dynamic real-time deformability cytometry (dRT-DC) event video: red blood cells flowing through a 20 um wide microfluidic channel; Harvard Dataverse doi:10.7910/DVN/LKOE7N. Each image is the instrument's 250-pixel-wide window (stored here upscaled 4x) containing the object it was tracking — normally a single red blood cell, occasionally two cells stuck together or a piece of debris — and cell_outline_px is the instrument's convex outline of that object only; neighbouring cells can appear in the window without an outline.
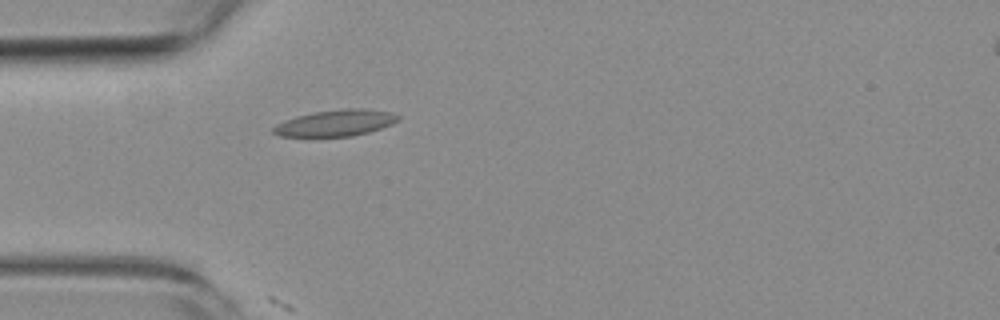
{"species": "common noctule bat (a hibernating species)", "species_latin": "Nyctalus noctula", "temperature_condition": "room temperature", "stored_images_in_passage": 1, "camera_frame_rate_fps": 3000, "um_per_image_px": 0.085, "animal": {"sex": "female", "body_mass_g": 19.3, "forearm_length_mm": 54.1}, "frame": {"image": 1, "passage_image": 1, "time_ms": 0.0, "image_size_px": [1000, 320], "cell_outline_px": [[400, 120], [392, 124], [368, 132], [352, 136], [280, 136], [272, 132], [272, 128], [276, 124], [284, 120], [296, 116], [312, 112], [344, 108], [364, 108], [392, 112], [400, 116]], "centroid_in_image_um": [28.54, 10.44], "position_along_channel_um": 56.5, "area_um2": 19.25}}